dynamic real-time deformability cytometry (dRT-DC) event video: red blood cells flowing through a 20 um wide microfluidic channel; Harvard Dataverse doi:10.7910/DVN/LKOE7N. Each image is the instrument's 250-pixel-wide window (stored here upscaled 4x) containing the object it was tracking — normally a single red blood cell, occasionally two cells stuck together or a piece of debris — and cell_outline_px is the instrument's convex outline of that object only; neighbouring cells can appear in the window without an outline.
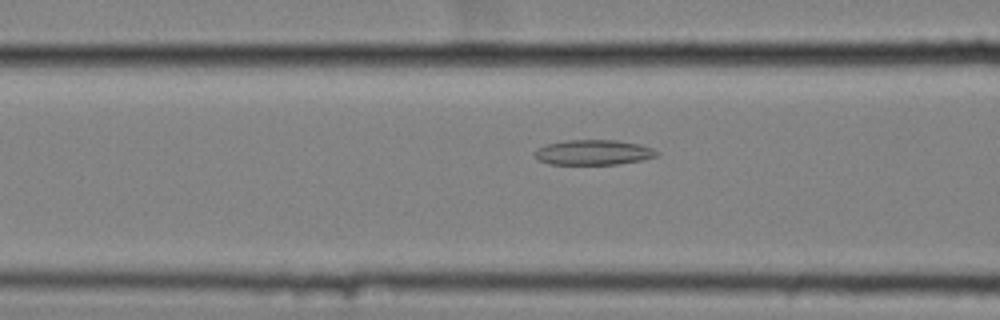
{"species": "common noctule bat (a hibernating species)", "species_latin": "Nyctalus noctula", "temperature_condition": "cold", "stored_images_in_passage": 50, "camera_frame_rate_fps": 3000, "um_per_image_px": 0.085, "animal": {"sex": "female", "body_mass_g": 25.1}, "frame": {"image": 1, "passage_image": 16, "time_ms": 5.0, "image_size_px": [1000, 320], "cell_outline_px": [[660, 152], [656, 156], [644, 160], [616, 164], [548, 164], [540, 160], [532, 152], [536, 148], [548, 144], [564, 140], [616, 140], [640, 144], [652, 148]], "centroid_in_image_um": [50.45, 12.95], "position_along_channel_um": 116.2, "area_um2": 17.92}}
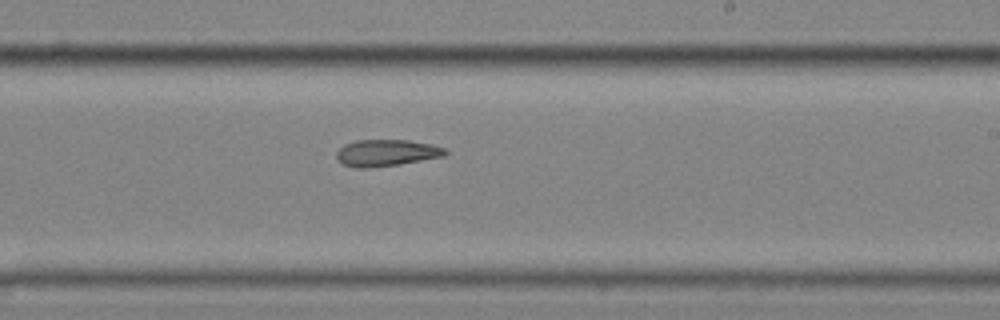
{"frame": {"image": 2, "passage_image": 28, "time_ms": 9.0, "image_size_px": [1000, 320], "cell_outline_px": [[448, 152], [444, 156], [400, 164], [364, 168], [360, 168], [344, 164], [336, 156], [336, 152], [344, 144], [356, 140], [408, 140], [432, 144], [444, 148]], "centroid_in_image_um": [32.86, 12.98], "position_along_channel_um": 256.1, "area_um2": 16.7}}
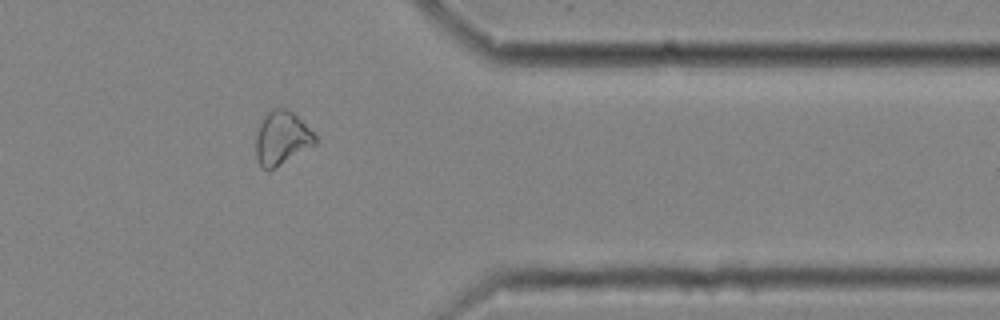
{"frame": {"image": 3, "passage_image": 40, "time_ms": 13.0, "image_size_px": [1000, 320], "cell_outline_px": [[316, 144], [268, 172], [260, 168], [256, 160], [256, 136], [260, 124], [264, 116], [272, 108], [284, 108], [292, 112], [316, 136]], "centroid_in_image_um": [23.91, 11.78], "position_along_channel_um": 387.5, "area_um2": 18.44}}